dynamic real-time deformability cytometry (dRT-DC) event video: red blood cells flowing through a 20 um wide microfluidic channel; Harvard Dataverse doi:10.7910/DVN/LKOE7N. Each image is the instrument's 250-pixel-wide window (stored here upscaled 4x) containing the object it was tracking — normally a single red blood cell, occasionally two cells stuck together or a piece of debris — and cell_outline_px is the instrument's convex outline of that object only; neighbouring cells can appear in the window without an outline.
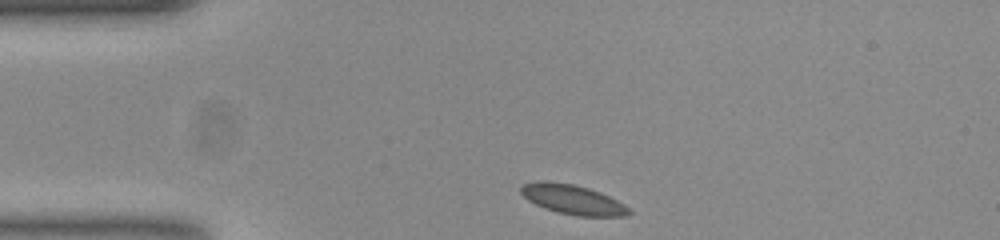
{"species": "common noctule bat (a hibernating species)", "species_latin": "Nyctalus noctula", "temperature_condition": "room temperature", "stored_images_in_passage": 35, "camera_frame_rate_fps": 3000, "um_per_image_px": 0.085, "animal": {"sex": "female", "body_mass_g": 23.0, "forearm_length_mm": 53.4}, "frame": {"image": 1, "passage_image": 1, "time_ms": 0.0, "image_size_px": [1000, 240], "cell_outline_px": [[632, 212], [628, 216], [576, 216], [556, 212], [544, 208], [528, 200], [520, 192], [520, 188], [524, 184], [540, 180], [548, 180], [572, 184], [588, 188], [600, 192], [624, 204]], "centroid_in_image_um": [48.67, 16.96], "position_along_channel_um": 36.3, "area_um2": 18.67}}
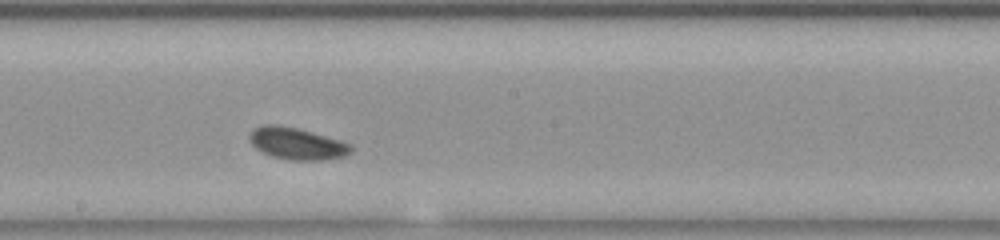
{"frame": {"image": 2, "passage_image": 19, "time_ms": 6.0, "image_size_px": [1000, 240], "cell_outline_px": [[352, 152], [344, 156], [320, 160], [288, 160], [272, 156], [256, 148], [252, 144], [248, 136], [256, 128], [264, 124], [272, 124], [296, 128], [340, 140], [352, 144]], "centroid_in_image_um": [25.25, 12.21], "position_along_channel_um": 222.9, "area_um2": 18.55}}
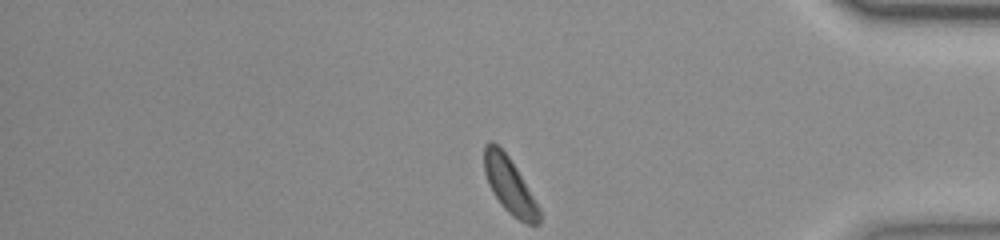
{"frame": {"image": 3, "passage_image": 35, "time_ms": 11.333, "image_size_px": [1000, 240], "cell_outline_px": [[540, 224], [528, 224], [512, 216], [504, 208], [488, 184], [484, 172], [484, 144], [492, 140], [508, 156], [516, 168], [540, 208]], "centroid_in_image_um": [43.3, 15.76], "position_along_channel_um": 391.9, "area_um2": 17.63}}